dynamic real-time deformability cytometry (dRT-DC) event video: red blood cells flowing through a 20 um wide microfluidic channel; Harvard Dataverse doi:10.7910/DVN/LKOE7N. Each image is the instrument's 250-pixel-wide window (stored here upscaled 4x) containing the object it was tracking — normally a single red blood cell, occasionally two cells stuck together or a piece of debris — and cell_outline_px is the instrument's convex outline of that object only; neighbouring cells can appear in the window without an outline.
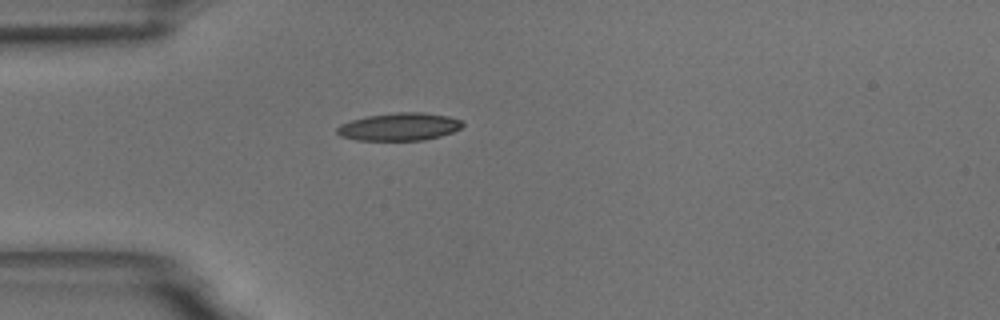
{"species": "common noctule bat (a hibernating species)", "species_latin": "Nyctalus noctula", "temperature_condition": "room temperature", "stored_images_in_passage": 37, "camera_frame_rate_fps": 3000, "um_per_image_px": 0.085, "animal": {"sex": "male", "body_mass_g": 18.8}, "frame": {"image": 1, "passage_image": 1, "time_ms": 0.0, "image_size_px": [1000, 320], "cell_outline_px": [[464, 124], [460, 128], [452, 132], [440, 136], [424, 140], [356, 140], [340, 136], [336, 132], [336, 128], [340, 124], [352, 120], [368, 116], [396, 112], [424, 112], [448, 116], [460, 120]], "centroid_in_image_um": [33.93, 10.77], "position_along_channel_um": 51.1, "area_um2": 20.23}}
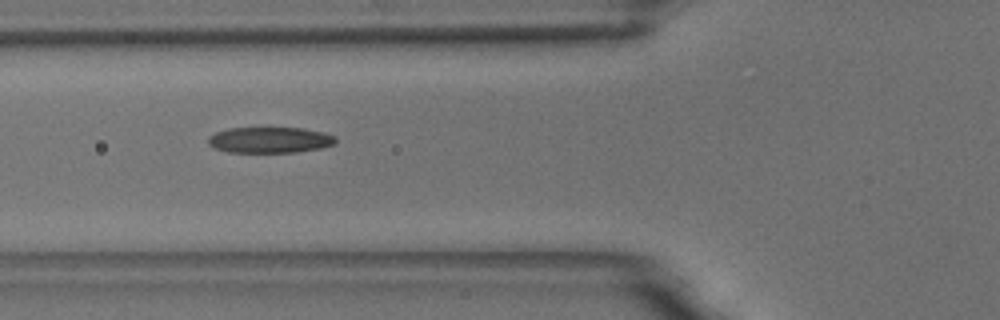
{"frame": {"image": 2, "passage_image": 6, "time_ms": 1.667, "image_size_px": [1000, 320], "cell_outline_px": [[336, 144], [324, 148], [296, 152], [228, 152], [216, 148], [208, 144], [208, 136], [216, 132], [228, 128], [304, 128], [324, 132], [336, 136]], "centroid_in_image_um": [22.98, 11.89], "position_along_channel_um": 102.8, "area_um2": 19.42}}
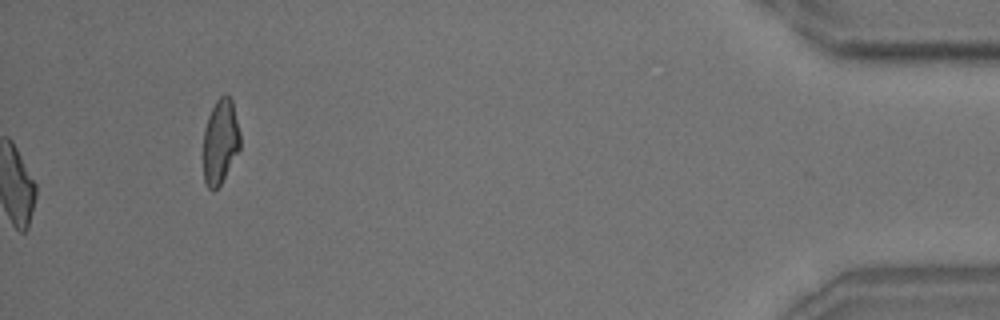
{"frame": {"image": 3, "passage_image": 37, "time_ms": 12.0, "image_size_px": [1000, 320], "cell_outline_px": [[240, 148], [220, 184], [216, 188], [208, 188], [204, 180], [204, 128], [208, 116], [216, 100], [220, 96], [228, 96], [232, 100], [240, 132]], "centroid_in_image_um": [18.73, 12.0], "position_along_channel_um": 416.5, "area_um2": 17.86}, "authors_computed_cell_mechanics": {"area_um2": 19.5364, "velocity_mm_per_s": 3.6997, "shape_relaxation_time_tau1_ms": 8.4573, "shape_relaxation_time_tau2_ms": 2.5189, "deformation_change_tau1": 0.2385, "deformation_change_tau2": 0.1007}}